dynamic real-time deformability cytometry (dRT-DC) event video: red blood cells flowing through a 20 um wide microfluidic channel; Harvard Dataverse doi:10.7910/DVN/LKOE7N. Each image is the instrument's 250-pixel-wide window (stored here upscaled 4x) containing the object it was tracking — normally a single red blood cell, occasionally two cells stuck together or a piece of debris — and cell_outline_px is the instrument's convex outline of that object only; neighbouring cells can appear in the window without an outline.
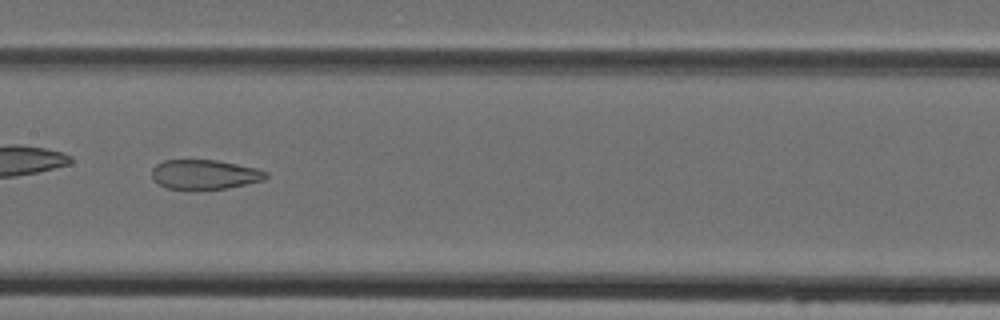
{"species": "Egyptian fruit bat (a non-hibernating species)", "species_latin": "Rousettus aegyptiacus", "temperature_condition": "cold", "stored_images_in_passage": 8, "camera_frame_rate_fps": 3000, "um_per_image_px": 0.085, "animal": {"sex": "female"}, "frame": {"image": 1, "passage_image": 7, "time_ms": 7.667, "image_size_px": [1000, 320], "cell_outline_px": [[268, 176], [264, 180], [228, 188], [168, 188], [160, 184], [152, 176], [152, 168], [156, 164], [164, 160], [216, 160], [256, 168], [268, 172]], "centroid_in_image_um": [17.42, 14.81], "position_along_channel_um": 190.0, "area_um2": 19.25}}
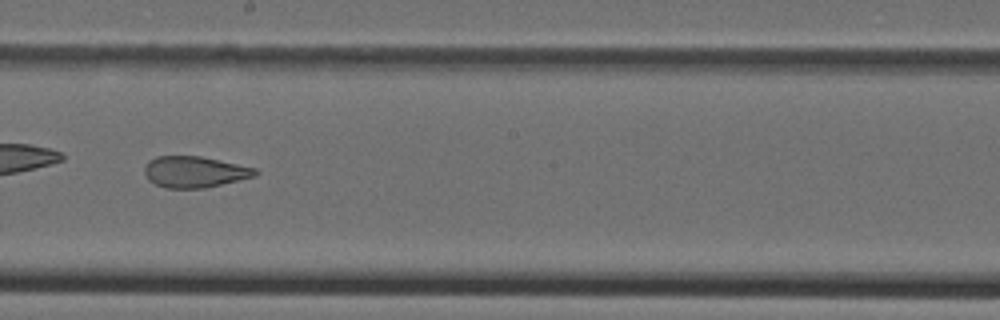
{"frame": {"image": 2, "passage_image": 8, "time_ms": 8.667, "image_size_px": [1000, 320], "cell_outline_px": [[260, 172], [256, 176], [240, 180], [204, 188], [164, 188], [148, 180], [144, 172], [144, 168], [148, 160], [156, 156], [200, 156], [256, 168]], "centroid_in_image_um": [16.54, 14.61], "position_along_channel_um": 231.7, "area_um2": 20.23}}